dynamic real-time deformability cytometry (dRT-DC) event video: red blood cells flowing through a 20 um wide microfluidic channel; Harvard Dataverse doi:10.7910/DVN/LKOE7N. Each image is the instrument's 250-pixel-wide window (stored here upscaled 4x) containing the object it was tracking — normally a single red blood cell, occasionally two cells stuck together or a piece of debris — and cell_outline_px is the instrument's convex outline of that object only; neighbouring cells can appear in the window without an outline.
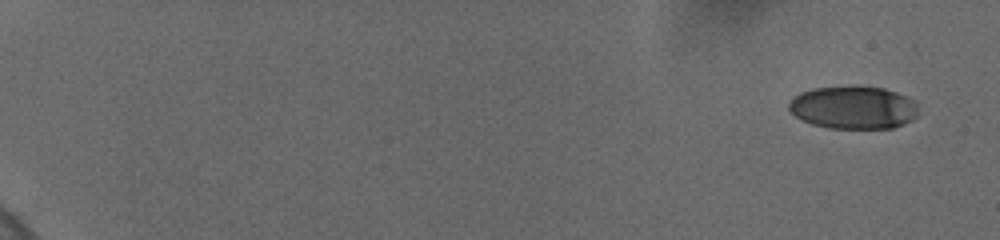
{"species": "human", "species_latin": "Homo sapiens", "temperature_condition": "cold", "stored_images_in_passage": 19, "camera_frame_rate_fps": 3000, "um_per_image_px": 0.085, "donor": {"sex": "female"}, "frame": {"image": 1, "passage_image": 1, "time_ms": 0.0, "image_size_px": [1000, 240], "cell_outline_px": [[916, 116], [912, 120], [904, 124], [892, 128], [828, 128], [812, 124], [796, 116], [788, 108], [788, 100], [800, 92], [812, 88], [884, 88], [896, 92], [912, 100], [916, 104]], "centroid_in_image_um": [72.5, 9.16], "position_along_channel_um": 12.5, "area_um2": 31.73}}
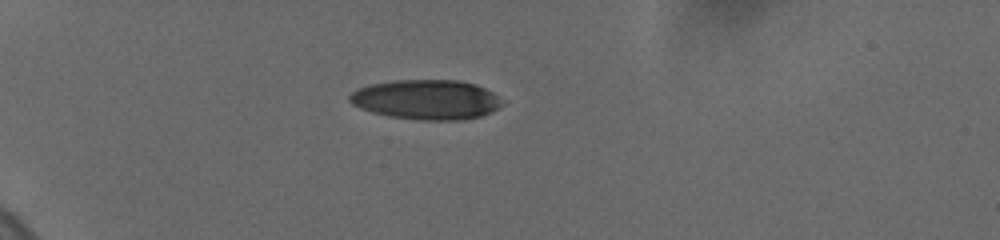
{"frame": {"image": 2, "passage_image": 14, "time_ms": 5.333, "image_size_px": [1000, 240], "cell_outline_px": [[504, 100], [492, 112], [480, 116], [464, 120], [416, 120], [388, 116], [372, 112], [360, 108], [352, 104], [348, 100], [348, 96], [352, 92], [360, 88], [372, 84], [396, 80], [456, 80], [476, 84], [492, 92]], "centroid_in_image_um": [36.24, 8.47], "position_along_channel_um": 48.8, "area_um2": 35.37}}
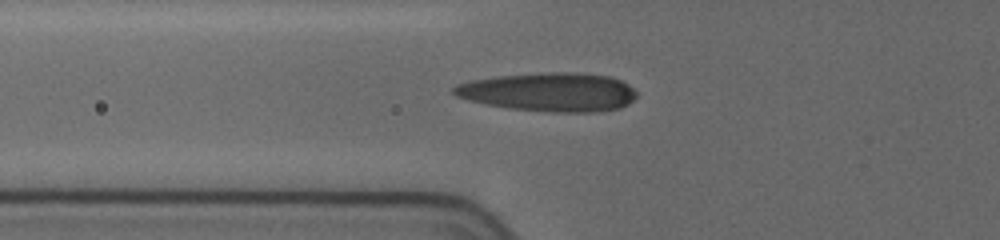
{"frame": {"image": 3, "passage_image": 19, "time_ms": 7.333, "image_size_px": [1000, 240], "cell_outline_px": [[636, 96], [628, 104], [620, 108], [596, 112], [552, 112], [512, 108], [484, 104], [468, 100], [456, 96], [452, 92], [452, 88], [456, 84], [472, 80], [496, 76], [540, 72], [576, 72], [608, 76], [620, 80], [628, 84], [636, 92]], "centroid_in_image_um": [46.66, 7.81], "position_along_channel_um": 79.1, "area_um2": 41.38}}